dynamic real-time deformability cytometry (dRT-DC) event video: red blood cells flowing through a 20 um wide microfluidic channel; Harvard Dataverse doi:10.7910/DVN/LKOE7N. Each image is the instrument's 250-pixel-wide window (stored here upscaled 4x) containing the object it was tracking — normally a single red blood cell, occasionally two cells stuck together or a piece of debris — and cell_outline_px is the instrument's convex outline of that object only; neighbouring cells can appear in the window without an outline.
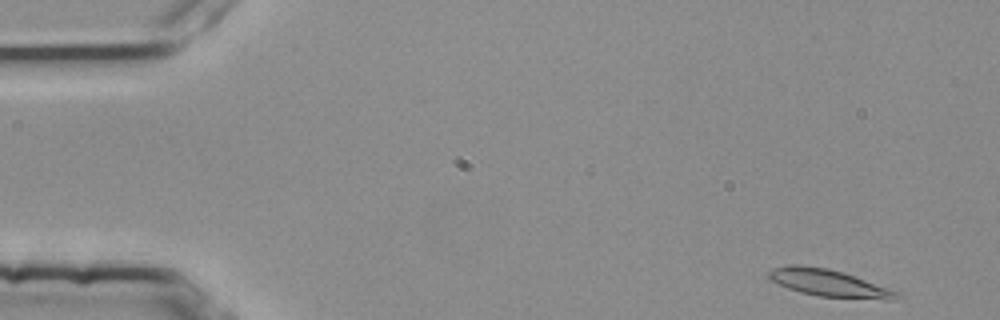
{"species": "common noctule bat (a hibernating species)", "species_latin": "Nyctalus noctula", "temperature_condition": "room temperature", "stored_images_in_passage": 49, "camera_frame_rate_fps": 3000, "um_per_image_px": 0.085, "animal": {"sex": "female", "body_mass_g": 25.1}, "frame": {"image": 1, "passage_image": 1, "time_ms": 0.0, "image_size_px": [1000, 320], "cell_outline_px": [[904, 296], [888, 300], [884, 300], [820, 296], [800, 292], [788, 288], [768, 280], [768, 272], [772, 268], [788, 264], [800, 264], [828, 268], [844, 272], [900, 292]], "centroid_in_image_um": [70.44, 24.05], "position_along_channel_um": 14.6, "area_um2": 20.52}}
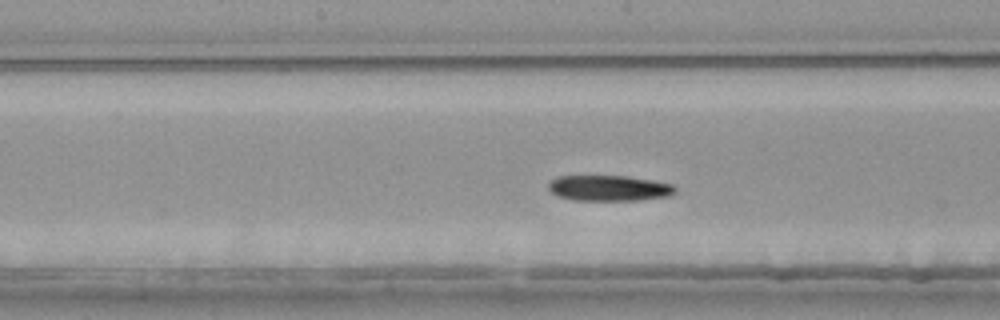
{"frame": {"image": 2, "passage_image": 25, "time_ms": 8.0, "image_size_px": [1000, 320], "cell_outline_px": [[676, 192], [668, 196], [640, 200], [572, 200], [556, 196], [548, 188], [548, 184], [556, 176], [628, 176], [652, 180], [672, 184], [676, 188]], "centroid_in_image_um": [51.76, 15.99], "position_along_channel_um": 196.4, "area_um2": 19.02}}
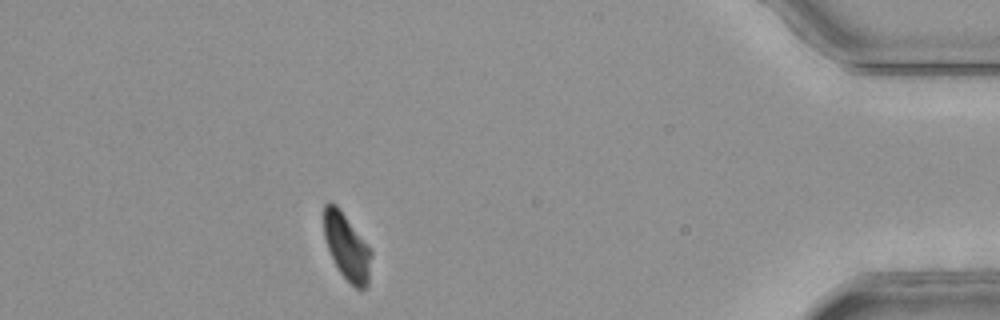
{"frame": {"image": 3, "passage_image": 46, "time_ms": 15.0, "image_size_px": [1000, 320], "cell_outline_px": [[372, 256], [368, 288], [356, 288], [340, 272], [328, 248], [324, 236], [324, 204], [328, 200], [336, 204], [340, 208], [372, 252]], "centroid_in_image_um": [29.48, 20.96], "position_along_channel_um": 405.7, "area_um2": 18.09}}